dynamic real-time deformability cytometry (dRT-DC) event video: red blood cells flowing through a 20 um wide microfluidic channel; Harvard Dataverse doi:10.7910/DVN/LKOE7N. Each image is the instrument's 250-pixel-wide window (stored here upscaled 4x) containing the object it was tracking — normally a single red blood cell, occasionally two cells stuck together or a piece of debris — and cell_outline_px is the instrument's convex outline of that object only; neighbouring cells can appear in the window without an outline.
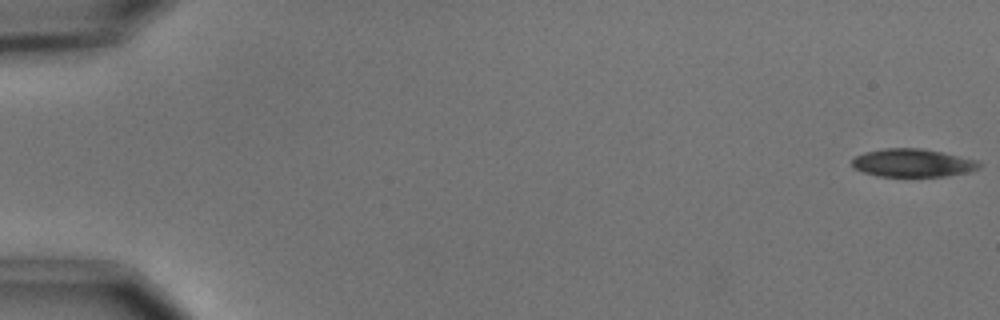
{"species": "common noctule bat (a hibernating species)", "species_latin": "Nyctalus noctula", "temperature_condition": "cold", "stored_images_in_passage": 8, "camera_frame_rate_fps": 3000, "um_per_image_px": 0.085, "animal": {"sex": "male", "body_mass_g": 15.6}, "frame": {"image": 1, "passage_image": 1, "time_ms": 0.0, "image_size_px": [1000, 320], "cell_outline_px": [[984, 164], [980, 168], [972, 172], [944, 176], [880, 176], [864, 172], [856, 168], [852, 164], [852, 160], [856, 156], [864, 152], [884, 148], [920, 148], [980, 160]], "centroid_in_image_um": [77.67, 13.84], "position_along_channel_um": 7.3, "area_um2": 20.87}}
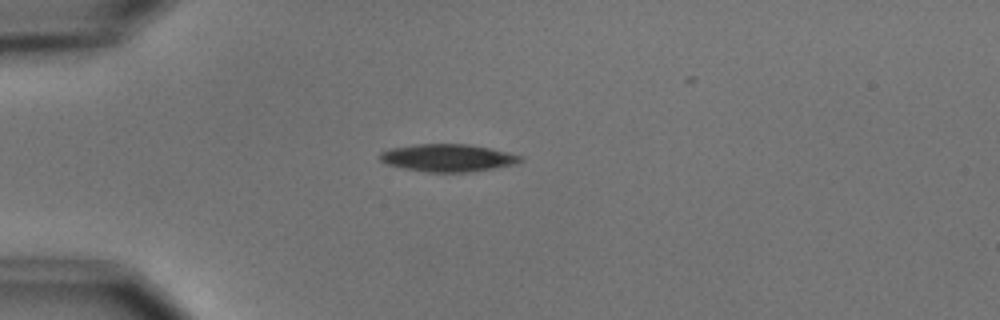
{"frame": {"image": 2, "passage_image": 5, "time_ms": 4.667, "image_size_px": [1000, 320], "cell_outline_px": [[524, 160], [516, 164], [468, 172], [428, 172], [404, 168], [388, 164], [380, 160], [380, 152], [392, 148], [416, 144], [468, 144], [508, 152], [520, 156]], "centroid_in_image_um": [38.07, 13.41], "position_along_channel_um": 46.9, "area_um2": 22.25}}
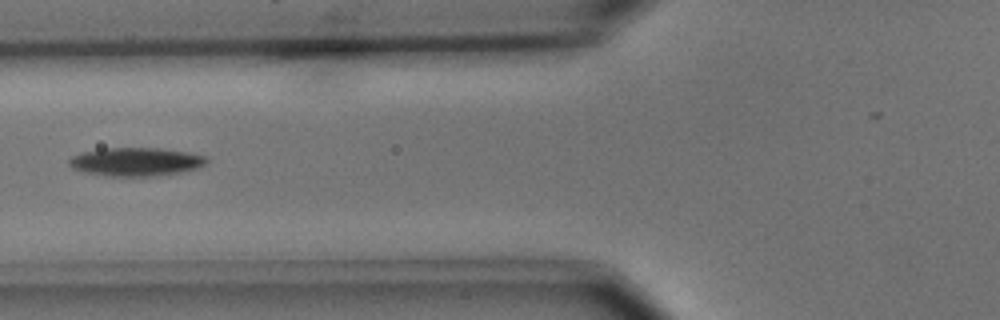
{"frame": {"image": 3, "passage_image": 7, "time_ms": 7.0, "image_size_px": [1000, 320], "cell_outline_px": [[208, 164], [200, 168], [180, 172], [148, 176], [108, 176], [84, 172], [72, 168], [68, 164], [68, 160], [72, 156], [80, 152], [104, 148], [160, 148], [188, 152], [208, 156]], "centroid_in_image_um": [11.57, 13.74], "position_along_channel_um": 114.2, "area_um2": 23.0}}